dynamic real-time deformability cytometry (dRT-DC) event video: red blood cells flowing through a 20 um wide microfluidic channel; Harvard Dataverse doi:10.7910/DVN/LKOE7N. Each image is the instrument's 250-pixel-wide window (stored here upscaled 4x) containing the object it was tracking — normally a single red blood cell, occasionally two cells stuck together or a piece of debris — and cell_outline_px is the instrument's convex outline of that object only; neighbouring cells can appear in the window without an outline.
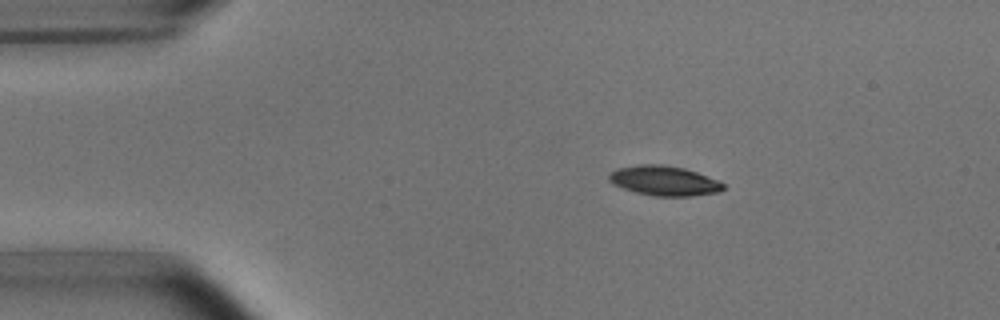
{"species": "common noctule bat (a hibernating species)", "species_latin": "Nyctalus noctula", "temperature_condition": "room temperature", "stored_images_in_passage": 33, "camera_frame_rate_fps": 3000, "um_per_image_px": 0.085, "animal": {"sex": "male", "body_mass_g": 15.6}, "frame": {"image": 1, "passage_image": 1, "time_ms": 0.0, "image_size_px": [1000, 320], "cell_outline_px": [[724, 188], [720, 192], [688, 196], [656, 196], [636, 192], [612, 184], [608, 180], [608, 176], [616, 168], [640, 164], [664, 164], [684, 168], [720, 180], [724, 184]], "centroid_in_image_um": [56.46, 15.35], "position_along_channel_um": 28.5, "area_um2": 19.88}}
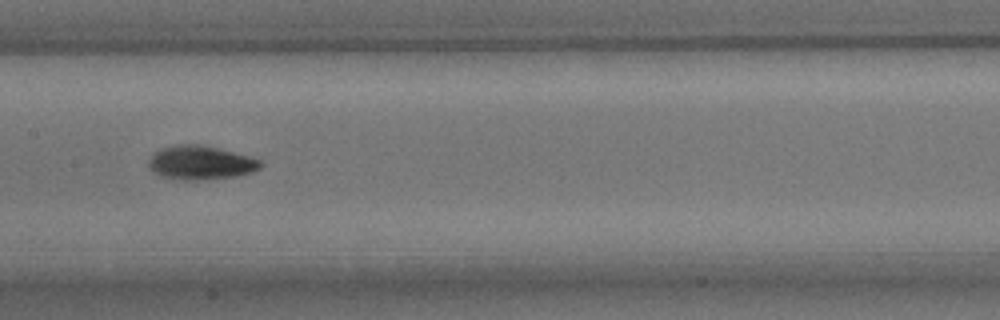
{"frame": {"image": 2, "passage_image": 18, "time_ms": 5.667, "image_size_px": [1000, 320], "cell_outline_px": [[264, 164], [260, 168], [252, 172], [236, 176], [196, 180], [184, 180], [160, 176], [148, 168], [148, 160], [160, 148], [180, 144], [200, 144], [248, 156], [260, 160]], "centroid_in_image_um": [17.03, 13.83], "position_along_channel_um": 190.4, "area_um2": 21.91}}
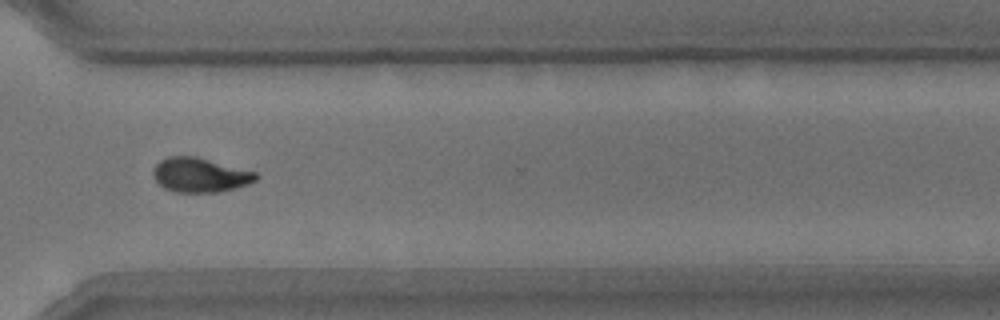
{"frame": {"image": 3, "passage_image": 31, "time_ms": 10.0, "image_size_px": [1000, 320], "cell_outline_px": [[260, 176], [256, 180], [248, 184], [216, 192], [176, 192], [164, 188], [152, 176], [152, 172], [156, 164], [160, 160], [168, 156], [196, 156], [256, 172]], "centroid_in_image_um": [16.98, 14.86], "position_along_channel_um": 353.6, "area_um2": 20.52}, "authors_computed_cell_mechanics": {"area_um2": 20.7502, "velocity_mm_per_s": 3.7728, "shape_relaxation_time_tau1_ms": 2.6124, "shape_relaxation_time_tau2_ms": 7.6218, "deformation_change_tau1": 0.1313, "deformation_change_tau2": 0.1192}}